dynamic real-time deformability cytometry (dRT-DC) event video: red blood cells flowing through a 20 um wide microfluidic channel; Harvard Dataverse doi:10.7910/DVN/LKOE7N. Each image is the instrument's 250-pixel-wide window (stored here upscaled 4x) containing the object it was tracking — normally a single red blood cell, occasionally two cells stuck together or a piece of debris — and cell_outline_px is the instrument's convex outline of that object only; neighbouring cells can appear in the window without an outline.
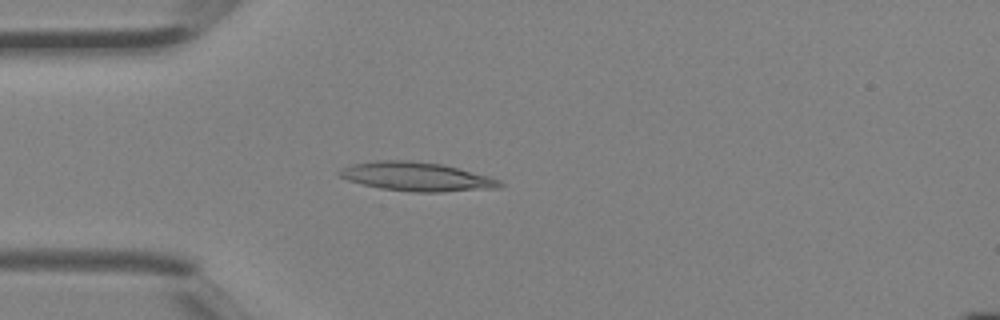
{"species": "Egyptian fruit bat (a non-hibernating species)", "species_latin": "Rousettus aegyptiacus", "temperature_condition": "room temperature", "stored_images_in_passage": 3, "camera_frame_rate_fps": 3000, "um_per_image_px": 0.085, "animal": {"sex": "female"}, "frame": {"image": 1, "passage_image": 3, "time_ms": 0.667, "image_size_px": [1000, 320], "cell_outline_px": [[504, 184], [500, 188], [440, 192], [412, 192], [380, 188], [348, 180], [340, 176], [336, 172], [340, 168], [352, 164], [376, 160], [408, 160], [440, 164], [460, 168], [488, 176], [500, 180]], "centroid_in_image_um": [35.42, 15.01], "position_along_channel_um": 49.6, "area_um2": 27.05}}